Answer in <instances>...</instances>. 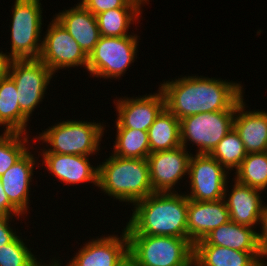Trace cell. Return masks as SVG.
<instances>
[{"mask_svg":"<svg viewBox=\"0 0 267 266\" xmlns=\"http://www.w3.org/2000/svg\"><path fill=\"white\" fill-rule=\"evenodd\" d=\"M228 171L210 154H191L188 175L191 194L189 200L218 201L224 198Z\"/></svg>","mask_w":267,"mask_h":266,"instance_id":"obj_10","label":"cell"},{"mask_svg":"<svg viewBox=\"0 0 267 266\" xmlns=\"http://www.w3.org/2000/svg\"><path fill=\"white\" fill-rule=\"evenodd\" d=\"M55 18L89 56L100 38L96 16L79 3L76 7L60 12Z\"/></svg>","mask_w":267,"mask_h":266,"instance_id":"obj_18","label":"cell"},{"mask_svg":"<svg viewBox=\"0 0 267 266\" xmlns=\"http://www.w3.org/2000/svg\"><path fill=\"white\" fill-rule=\"evenodd\" d=\"M234 180L235 184L232 193L229 195L230 197L226 199V189L224 195L230 220L239 225L254 228L255 224H259L257 222H259L264 207L259 193L261 190L239 183L236 179Z\"/></svg>","mask_w":267,"mask_h":266,"instance_id":"obj_19","label":"cell"},{"mask_svg":"<svg viewBox=\"0 0 267 266\" xmlns=\"http://www.w3.org/2000/svg\"><path fill=\"white\" fill-rule=\"evenodd\" d=\"M246 150L241 138L233 128L213 149L210 155L226 170H236L246 157Z\"/></svg>","mask_w":267,"mask_h":266,"instance_id":"obj_28","label":"cell"},{"mask_svg":"<svg viewBox=\"0 0 267 266\" xmlns=\"http://www.w3.org/2000/svg\"><path fill=\"white\" fill-rule=\"evenodd\" d=\"M134 266H193L194 244L188 238L128 235Z\"/></svg>","mask_w":267,"mask_h":266,"instance_id":"obj_4","label":"cell"},{"mask_svg":"<svg viewBox=\"0 0 267 266\" xmlns=\"http://www.w3.org/2000/svg\"><path fill=\"white\" fill-rule=\"evenodd\" d=\"M141 8H116L96 15L100 36L123 37L128 36L131 21L134 22L141 15ZM140 14V15H139Z\"/></svg>","mask_w":267,"mask_h":266,"instance_id":"obj_26","label":"cell"},{"mask_svg":"<svg viewBox=\"0 0 267 266\" xmlns=\"http://www.w3.org/2000/svg\"><path fill=\"white\" fill-rule=\"evenodd\" d=\"M80 2L93 15L116 8H141L149 0H81Z\"/></svg>","mask_w":267,"mask_h":266,"instance_id":"obj_31","label":"cell"},{"mask_svg":"<svg viewBox=\"0 0 267 266\" xmlns=\"http://www.w3.org/2000/svg\"><path fill=\"white\" fill-rule=\"evenodd\" d=\"M39 59L53 74L58 69L78 65L87 70L88 64V56L55 17L43 38Z\"/></svg>","mask_w":267,"mask_h":266,"instance_id":"obj_11","label":"cell"},{"mask_svg":"<svg viewBox=\"0 0 267 266\" xmlns=\"http://www.w3.org/2000/svg\"><path fill=\"white\" fill-rule=\"evenodd\" d=\"M194 245H217L242 252H260L257 232L231 220L213 229L204 239L197 241Z\"/></svg>","mask_w":267,"mask_h":266,"instance_id":"obj_21","label":"cell"},{"mask_svg":"<svg viewBox=\"0 0 267 266\" xmlns=\"http://www.w3.org/2000/svg\"><path fill=\"white\" fill-rule=\"evenodd\" d=\"M13 79L7 74L0 80V125L6 133L27 134L28 118L21 112Z\"/></svg>","mask_w":267,"mask_h":266,"instance_id":"obj_23","label":"cell"},{"mask_svg":"<svg viewBox=\"0 0 267 266\" xmlns=\"http://www.w3.org/2000/svg\"><path fill=\"white\" fill-rule=\"evenodd\" d=\"M27 136L23 133L6 132L0 135V177L28 151L25 145L28 143Z\"/></svg>","mask_w":267,"mask_h":266,"instance_id":"obj_29","label":"cell"},{"mask_svg":"<svg viewBox=\"0 0 267 266\" xmlns=\"http://www.w3.org/2000/svg\"><path fill=\"white\" fill-rule=\"evenodd\" d=\"M191 158L187 148L182 145L165 151L150 153L147 157L149 165V177L154 192L171 191L178 180L188 175L189 161Z\"/></svg>","mask_w":267,"mask_h":266,"instance_id":"obj_12","label":"cell"},{"mask_svg":"<svg viewBox=\"0 0 267 266\" xmlns=\"http://www.w3.org/2000/svg\"><path fill=\"white\" fill-rule=\"evenodd\" d=\"M138 36H100L94 50L88 56L87 70L92 76L106 78L121 77L134 62Z\"/></svg>","mask_w":267,"mask_h":266,"instance_id":"obj_7","label":"cell"},{"mask_svg":"<svg viewBox=\"0 0 267 266\" xmlns=\"http://www.w3.org/2000/svg\"><path fill=\"white\" fill-rule=\"evenodd\" d=\"M150 153L181 146L180 120L166 107L148 129Z\"/></svg>","mask_w":267,"mask_h":266,"instance_id":"obj_24","label":"cell"},{"mask_svg":"<svg viewBox=\"0 0 267 266\" xmlns=\"http://www.w3.org/2000/svg\"><path fill=\"white\" fill-rule=\"evenodd\" d=\"M11 59L3 51L0 52V80L8 74V67Z\"/></svg>","mask_w":267,"mask_h":266,"instance_id":"obj_35","label":"cell"},{"mask_svg":"<svg viewBox=\"0 0 267 266\" xmlns=\"http://www.w3.org/2000/svg\"><path fill=\"white\" fill-rule=\"evenodd\" d=\"M8 75L15 82L21 112L29 119L42 101L52 79V71L38 59H12Z\"/></svg>","mask_w":267,"mask_h":266,"instance_id":"obj_9","label":"cell"},{"mask_svg":"<svg viewBox=\"0 0 267 266\" xmlns=\"http://www.w3.org/2000/svg\"><path fill=\"white\" fill-rule=\"evenodd\" d=\"M108 235L86 243L69 262L70 266H121L129 258L128 235ZM120 239V240H119Z\"/></svg>","mask_w":267,"mask_h":266,"instance_id":"obj_13","label":"cell"},{"mask_svg":"<svg viewBox=\"0 0 267 266\" xmlns=\"http://www.w3.org/2000/svg\"><path fill=\"white\" fill-rule=\"evenodd\" d=\"M243 86L220 79L188 76L160 85L165 107L179 120L203 112L236 110Z\"/></svg>","mask_w":267,"mask_h":266,"instance_id":"obj_1","label":"cell"},{"mask_svg":"<svg viewBox=\"0 0 267 266\" xmlns=\"http://www.w3.org/2000/svg\"><path fill=\"white\" fill-rule=\"evenodd\" d=\"M13 216H0V247L10 243L17 235L10 228L9 219Z\"/></svg>","mask_w":267,"mask_h":266,"instance_id":"obj_33","label":"cell"},{"mask_svg":"<svg viewBox=\"0 0 267 266\" xmlns=\"http://www.w3.org/2000/svg\"><path fill=\"white\" fill-rule=\"evenodd\" d=\"M35 266H49V265L48 264H46V265L45 264L44 265L42 264L41 265L40 261L39 262L37 261L36 264H35ZM50 266H61V265L58 263L57 260L56 261L54 260V262L52 261V264H50ZM66 266H70V265L67 264Z\"/></svg>","mask_w":267,"mask_h":266,"instance_id":"obj_36","label":"cell"},{"mask_svg":"<svg viewBox=\"0 0 267 266\" xmlns=\"http://www.w3.org/2000/svg\"><path fill=\"white\" fill-rule=\"evenodd\" d=\"M260 266H265L264 261L262 260V262H260ZM267 266V265H266Z\"/></svg>","mask_w":267,"mask_h":266,"instance_id":"obj_38","label":"cell"},{"mask_svg":"<svg viewBox=\"0 0 267 266\" xmlns=\"http://www.w3.org/2000/svg\"><path fill=\"white\" fill-rule=\"evenodd\" d=\"M236 110L203 112L180 119L181 145L199 146L197 154H210L232 129ZM188 139V140H187Z\"/></svg>","mask_w":267,"mask_h":266,"instance_id":"obj_8","label":"cell"},{"mask_svg":"<svg viewBox=\"0 0 267 266\" xmlns=\"http://www.w3.org/2000/svg\"><path fill=\"white\" fill-rule=\"evenodd\" d=\"M236 180L251 188H267V151L248 153L236 170Z\"/></svg>","mask_w":267,"mask_h":266,"instance_id":"obj_27","label":"cell"},{"mask_svg":"<svg viewBox=\"0 0 267 266\" xmlns=\"http://www.w3.org/2000/svg\"><path fill=\"white\" fill-rule=\"evenodd\" d=\"M243 100L236 106L233 128L241 138L247 154L265 152L267 151V112L244 111Z\"/></svg>","mask_w":267,"mask_h":266,"instance_id":"obj_20","label":"cell"},{"mask_svg":"<svg viewBox=\"0 0 267 266\" xmlns=\"http://www.w3.org/2000/svg\"><path fill=\"white\" fill-rule=\"evenodd\" d=\"M43 163L61 182L78 184L91 182L98 186V167L90 165L89 156L43 153Z\"/></svg>","mask_w":267,"mask_h":266,"instance_id":"obj_16","label":"cell"},{"mask_svg":"<svg viewBox=\"0 0 267 266\" xmlns=\"http://www.w3.org/2000/svg\"><path fill=\"white\" fill-rule=\"evenodd\" d=\"M188 204L186 194L154 192L134 203L135 210L125 231L127 235L188 238Z\"/></svg>","mask_w":267,"mask_h":266,"instance_id":"obj_2","label":"cell"},{"mask_svg":"<svg viewBox=\"0 0 267 266\" xmlns=\"http://www.w3.org/2000/svg\"><path fill=\"white\" fill-rule=\"evenodd\" d=\"M158 94L134 98H120L116 102L117 122L123 128L148 131L155 118L165 108V96L159 88Z\"/></svg>","mask_w":267,"mask_h":266,"instance_id":"obj_14","label":"cell"},{"mask_svg":"<svg viewBox=\"0 0 267 266\" xmlns=\"http://www.w3.org/2000/svg\"><path fill=\"white\" fill-rule=\"evenodd\" d=\"M261 252H242L217 245H194L193 266H260Z\"/></svg>","mask_w":267,"mask_h":266,"instance_id":"obj_22","label":"cell"},{"mask_svg":"<svg viewBox=\"0 0 267 266\" xmlns=\"http://www.w3.org/2000/svg\"><path fill=\"white\" fill-rule=\"evenodd\" d=\"M19 236L0 247V266H35L37 257Z\"/></svg>","mask_w":267,"mask_h":266,"instance_id":"obj_30","label":"cell"},{"mask_svg":"<svg viewBox=\"0 0 267 266\" xmlns=\"http://www.w3.org/2000/svg\"><path fill=\"white\" fill-rule=\"evenodd\" d=\"M230 221L224 198L218 201L189 200L187 210L188 239L195 244L213 229Z\"/></svg>","mask_w":267,"mask_h":266,"instance_id":"obj_15","label":"cell"},{"mask_svg":"<svg viewBox=\"0 0 267 266\" xmlns=\"http://www.w3.org/2000/svg\"><path fill=\"white\" fill-rule=\"evenodd\" d=\"M40 0H16L11 27L12 59H38L42 49ZM40 43H39V42Z\"/></svg>","mask_w":267,"mask_h":266,"instance_id":"obj_6","label":"cell"},{"mask_svg":"<svg viewBox=\"0 0 267 266\" xmlns=\"http://www.w3.org/2000/svg\"><path fill=\"white\" fill-rule=\"evenodd\" d=\"M103 127L101 123L96 122L67 120L49 127L42 135L37 136V139L51 147L43 150V153L89 156L100 150Z\"/></svg>","mask_w":267,"mask_h":266,"instance_id":"obj_5","label":"cell"},{"mask_svg":"<svg viewBox=\"0 0 267 266\" xmlns=\"http://www.w3.org/2000/svg\"><path fill=\"white\" fill-rule=\"evenodd\" d=\"M262 226V233H257V243L262 256L267 257V205L263 207L259 218V224Z\"/></svg>","mask_w":267,"mask_h":266,"instance_id":"obj_32","label":"cell"},{"mask_svg":"<svg viewBox=\"0 0 267 266\" xmlns=\"http://www.w3.org/2000/svg\"><path fill=\"white\" fill-rule=\"evenodd\" d=\"M113 155L121 158L147 159L150 154L148 131L123 128L117 121Z\"/></svg>","mask_w":267,"mask_h":266,"instance_id":"obj_25","label":"cell"},{"mask_svg":"<svg viewBox=\"0 0 267 266\" xmlns=\"http://www.w3.org/2000/svg\"><path fill=\"white\" fill-rule=\"evenodd\" d=\"M22 215L9 201L0 179V216Z\"/></svg>","mask_w":267,"mask_h":266,"instance_id":"obj_34","label":"cell"},{"mask_svg":"<svg viewBox=\"0 0 267 266\" xmlns=\"http://www.w3.org/2000/svg\"><path fill=\"white\" fill-rule=\"evenodd\" d=\"M35 163L33 154L28 150L0 177L10 203L21 214H25L29 208V187Z\"/></svg>","mask_w":267,"mask_h":266,"instance_id":"obj_17","label":"cell"},{"mask_svg":"<svg viewBox=\"0 0 267 266\" xmlns=\"http://www.w3.org/2000/svg\"><path fill=\"white\" fill-rule=\"evenodd\" d=\"M121 266H134L130 258H128Z\"/></svg>","mask_w":267,"mask_h":266,"instance_id":"obj_37","label":"cell"},{"mask_svg":"<svg viewBox=\"0 0 267 266\" xmlns=\"http://www.w3.org/2000/svg\"><path fill=\"white\" fill-rule=\"evenodd\" d=\"M98 167V186L119 201L136 203L153 194L147 159L121 158L112 154Z\"/></svg>","mask_w":267,"mask_h":266,"instance_id":"obj_3","label":"cell"}]
</instances>
